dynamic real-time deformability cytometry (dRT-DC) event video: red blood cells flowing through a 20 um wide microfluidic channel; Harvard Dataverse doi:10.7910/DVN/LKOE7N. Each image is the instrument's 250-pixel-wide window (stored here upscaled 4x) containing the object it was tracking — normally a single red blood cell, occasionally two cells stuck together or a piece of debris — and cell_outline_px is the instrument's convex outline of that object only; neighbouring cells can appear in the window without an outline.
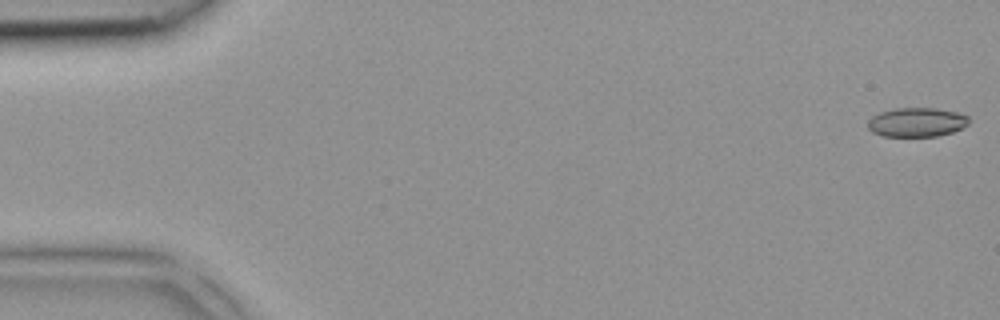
{"species": "common noctule bat (a hibernating species)", "species_latin": "Nyctalus noctula", "temperature_condition": "room temperature", "stored_images_in_passage": 4, "camera_frame_rate_fps": 3000, "um_per_image_px": 0.085, "animal": {"sex": "female", "body_mass_g": 18.4}, "frame": {"image": 1, "passage_image": 1, "time_ms": 0.0, "image_size_px": [1000, 320], "cell_outline_px": [[968, 124], [952, 132], [936, 136], [884, 136], [872, 132], [868, 128], [868, 120], [872, 116], [880, 112], [896, 108], [936, 108], [956, 112], [968, 116]], "centroid_in_image_um": [77.89, 10.38], "position_along_channel_um": 7.1, "area_um2": 17.05}}
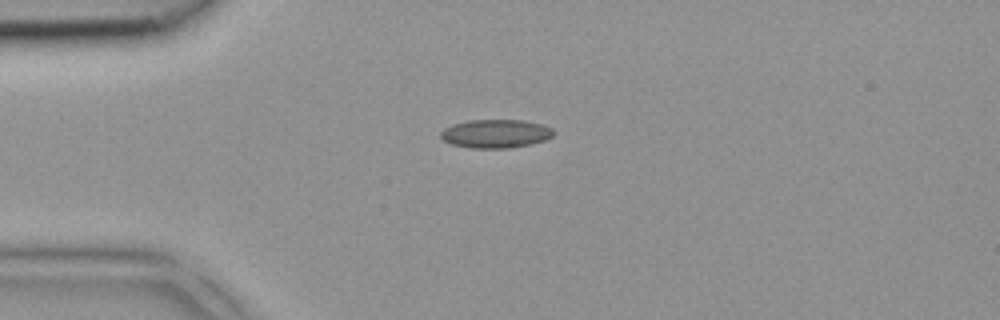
{"frame": {"image": 2, "passage_image": 4, "time_ms": 1.0, "image_size_px": [1000, 320], "cell_outline_px": [[556, 132], [552, 136], [544, 140], [532, 144], [508, 148], [472, 148], [452, 144], [444, 140], [440, 136], [440, 132], [444, 128], [452, 124], [468, 120], [524, 120], [540, 124], [552, 128]], "centroid_in_image_um": [42.13, 11.36], "position_along_channel_um": 42.9, "area_um2": 18.79}}